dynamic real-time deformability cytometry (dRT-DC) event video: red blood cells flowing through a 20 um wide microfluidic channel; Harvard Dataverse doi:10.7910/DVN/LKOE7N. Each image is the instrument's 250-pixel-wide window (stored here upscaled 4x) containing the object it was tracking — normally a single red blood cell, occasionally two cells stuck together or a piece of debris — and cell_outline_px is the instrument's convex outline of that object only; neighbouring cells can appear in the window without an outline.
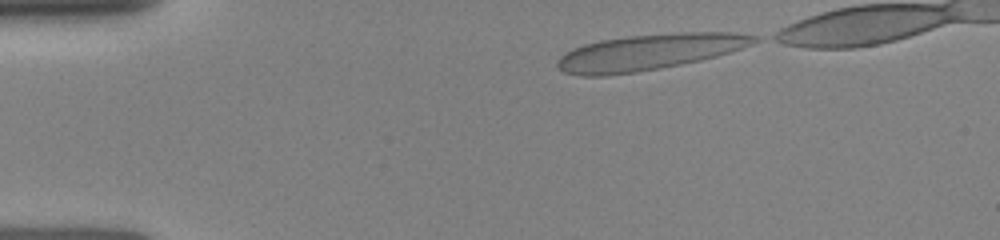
{"species": "human", "species_latin": "Homo sapiens", "temperature_condition": "room temperature", "stored_images_in_passage": 7, "camera_frame_rate_fps": 3000, "um_per_image_px": 0.085, "donor": {"sex": "female"}, "frame": {"image": 1, "passage_image": 1, "time_ms": 0.0, "image_size_px": [1000, 240], "cell_outline_px": [[760, 40], [752, 44], [716, 56], [700, 60], [660, 68], [636, 72], [608, 76], [580, 76], [564, 72], [556, 64], [556, 60], [564, 52], [572, 48], [584, 44], [600, 40], [628, 36], [680, 32], [732, 32], [760, 36]], "centroid_in_image_um": [55.14, 4.43], "position_along_channel_um": 29.9, "area_um2": 41.27}}